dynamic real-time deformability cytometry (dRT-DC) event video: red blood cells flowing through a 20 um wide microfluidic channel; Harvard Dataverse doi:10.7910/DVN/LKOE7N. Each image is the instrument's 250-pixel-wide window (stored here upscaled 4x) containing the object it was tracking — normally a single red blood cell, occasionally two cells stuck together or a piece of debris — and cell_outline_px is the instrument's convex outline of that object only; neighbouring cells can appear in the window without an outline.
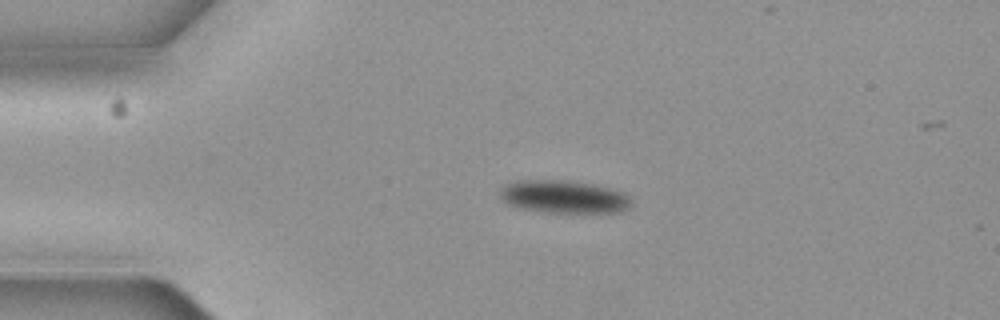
{"species": "common noctule bat (a hibernating species)", "species_latin": "Nyctalus noctula", "temperature_condition": "cold", "stored_images_in_passage": 2, "camera_frame_rate_fps": 3000, "um_per_image_px": 0.085, "animal": {"sex": "female", "body_mass_g": 19.3, "forearm_length_mm": 54.1}, "frame": {"image": 1, "passage_image": 1, "time_ms": 0.0, "image_size_px": [1000, 320], "cell_outline_px": [[632, 200], [628, 208], [620, 212], [552, 212], [524, 208], [508, 204], [500, 196], [500, 188], [504, 184], [516, 180], [568, 180], [592, 184], [612, 188], [624, 192]], "centroid_in_image_um": [47.94, 16.7], "position_along_channel_um": 37.1, "area_um2": 25.03}}